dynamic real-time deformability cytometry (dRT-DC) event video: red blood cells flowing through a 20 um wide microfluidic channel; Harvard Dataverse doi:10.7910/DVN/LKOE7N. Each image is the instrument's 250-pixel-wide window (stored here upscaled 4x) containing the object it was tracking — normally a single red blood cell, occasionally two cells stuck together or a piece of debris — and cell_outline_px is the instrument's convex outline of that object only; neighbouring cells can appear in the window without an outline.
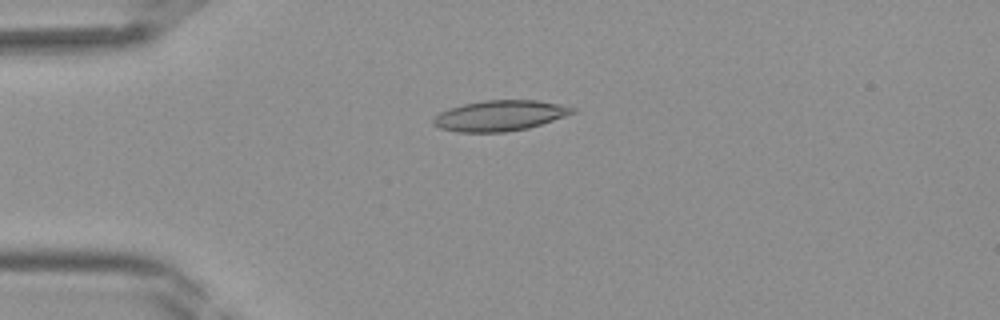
{"species": "Egyptian fruit bat (a non-hibernating species)", "species_latin": "Rousettus aegyptiacus", "temperature_condition": "room temperature", "stored_images_in_passage": 36, "camera_frame_rate_fps": 3000, "um_per_image_px": 0.085, "frame": {"image": 1, "passage_image": 5, "time_ms": 1.333, "image_size_px": [1000, 320], "cell_outline_px": [[576, 112], [528, 128], [504, 132], [460, 132], [440, 128], [432, 124], [432, 120], [440, 112], [448, 108], [464, 104], [484, 100], [536, 100], [560, 104], [576, 108]], "centroid_in_image_um": [42.47, 9.82], "position_along_channel_um": 42.5, "area_um2": 24.62}}
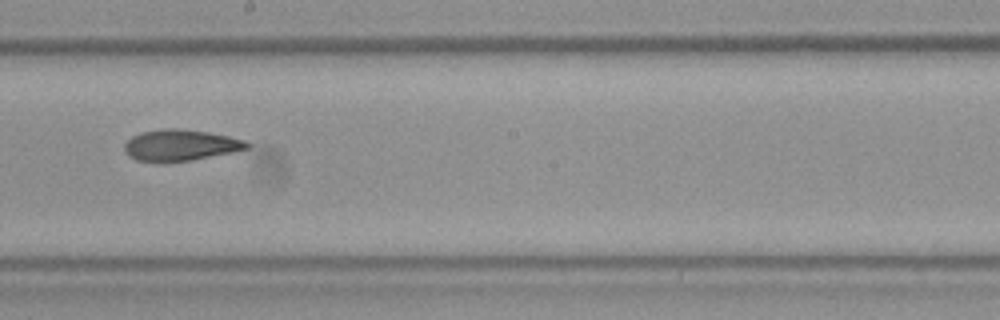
{"frame": {"image": 2, "passage_image": 18, "time_ms": 5.667, "image_size_px": [1000, 320], "cell_outline_px": [[252, 144], [248, 148], [232, 152], [192, 160], [136, 160], [128, 156], [124, 152], [124, 144], [132, 136], [140, 132], [164, 128], [176, 128], [208, 132], [228, 136], [244, 140]], "centroid_in_image_um": [15.34, 12.31], "position_along_channel_um": 232.9, "area_um2": 21.91}}
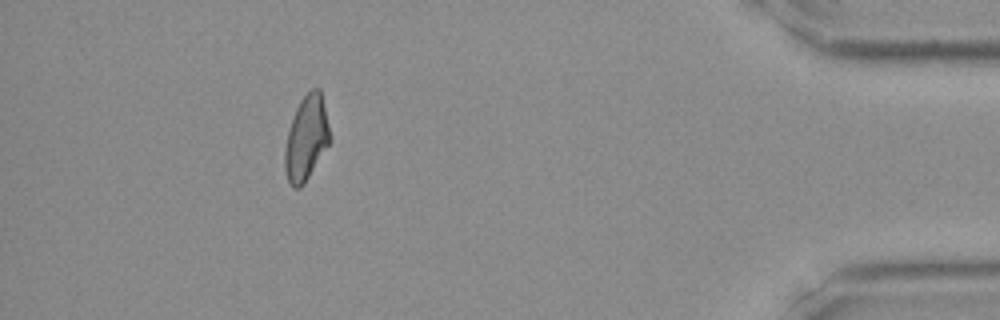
{"frame": {"image": 3, "passage_image": 32, "time_ms": 10.333, "image_size_px": [1000, 320], "cell_outline_px": [[332, 140], [304, 184], [300, 188], [292, 188], [288, 180], [284, 168], [284, 152], [288, 132], [296, 108], [300, 100], [312, 88], [320, 88]], "centroid_in_image_um": [26.05, 11.77], "position_along_channel_um": 409.2, "area_um2": 22.2}}